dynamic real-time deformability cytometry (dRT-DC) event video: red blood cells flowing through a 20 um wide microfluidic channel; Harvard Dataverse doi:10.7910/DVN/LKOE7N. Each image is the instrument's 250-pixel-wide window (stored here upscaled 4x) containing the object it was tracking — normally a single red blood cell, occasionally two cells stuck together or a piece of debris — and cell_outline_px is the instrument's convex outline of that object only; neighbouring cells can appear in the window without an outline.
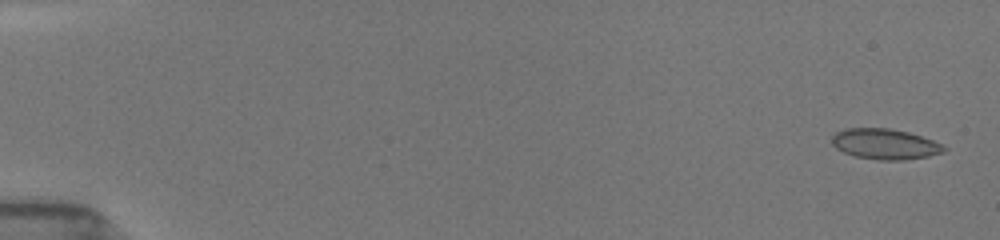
{"species": "common noctule bat (a hibernating species)", "species_latin": "Nyctalus noctula", "temperature_condition": "room temperature", "stored_images_in_passage": 6, "camera_frame_rate_fps": 3000, "um_per_image_px": 0.085, "animal": {"sex": "female", "body_mass_g": 19.5, "forearm_length_mm": 54.1}, "frame": {"image": 1, "passage_image": 1, "time_ms": 0.0, "image_size_px": [1000, 240], "cell_outline_px": [[948, 148], [944, 152], [928, 156], [904, 160], [876, 160], [856, 156], [844, 152], [836, 148], [832, 144], [832, 136], [836, 132], [844, 128], [888, 128], [908, 132], [944, 144]], "centroid_in_image_um": [75.23, 12.24], "position_along_channel_um": 9.8, "area_um2": 20.0}}
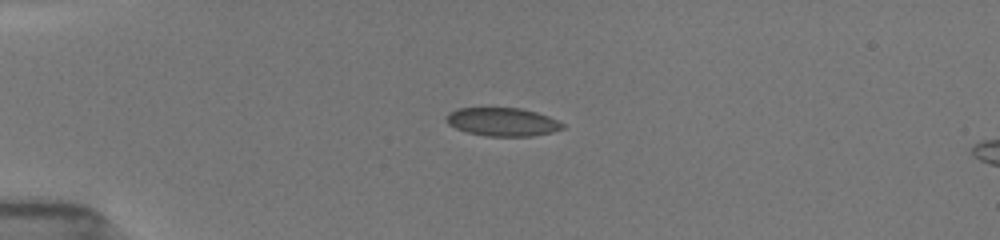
{"frame": {"image": 2, "passage_image": 5, "time_ms": 4.0, "image_size_px": [1000, 240], "cell_outline_px": [[564, 128], [552, 132], [532, 136], [488, 136], [468, 132], [456, 128], [448, 124], [444, 120], [444, 116], [448, 112], [456, 108], [520, 108], [536, 112], [548, 116], [564, 124]], "centroid_in_image_um": [42.67, 10.35], "position_along_channel_um": 42.3, "area_um2": 19.25}}